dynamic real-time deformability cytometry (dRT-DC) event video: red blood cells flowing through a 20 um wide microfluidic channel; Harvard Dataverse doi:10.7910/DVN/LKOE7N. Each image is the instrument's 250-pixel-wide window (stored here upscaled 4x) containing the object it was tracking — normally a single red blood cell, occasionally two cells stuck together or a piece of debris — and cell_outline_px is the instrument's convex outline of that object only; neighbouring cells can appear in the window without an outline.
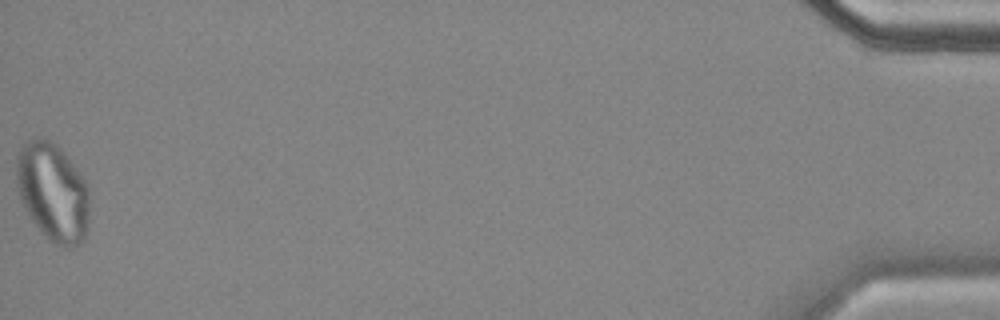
{"species": "common noctule bat (a hibernating species)", "species_latin": "Nyctalus noctula", "temperature_condition": "cold", "stored_images_in_passage": 41, "camera_frame_rate_fps": 3000, "um_per_image_px": 0.085, "animal": {"sex": "female", "body_mass_g": 18.4}, "frame": {"image": 1, "passage_image": 41, "time_ms": 13.333, "image_size_px": [1000, 320], "cell_outline_px": [[88, 220], [84, 240], [80, 244], [68, 248], [64, 248], [56, 244], [32, 220], [20, 200], [16, 188], [16, 156], [20, 148], [28, 140], [40, 136], [44, 136], [56, 144], [60, 148], [88, 184]], "centroid_in_image_um": [4.47, 16.29], "position_along_channel_um": 430.7, "area_um2": 41.85}}